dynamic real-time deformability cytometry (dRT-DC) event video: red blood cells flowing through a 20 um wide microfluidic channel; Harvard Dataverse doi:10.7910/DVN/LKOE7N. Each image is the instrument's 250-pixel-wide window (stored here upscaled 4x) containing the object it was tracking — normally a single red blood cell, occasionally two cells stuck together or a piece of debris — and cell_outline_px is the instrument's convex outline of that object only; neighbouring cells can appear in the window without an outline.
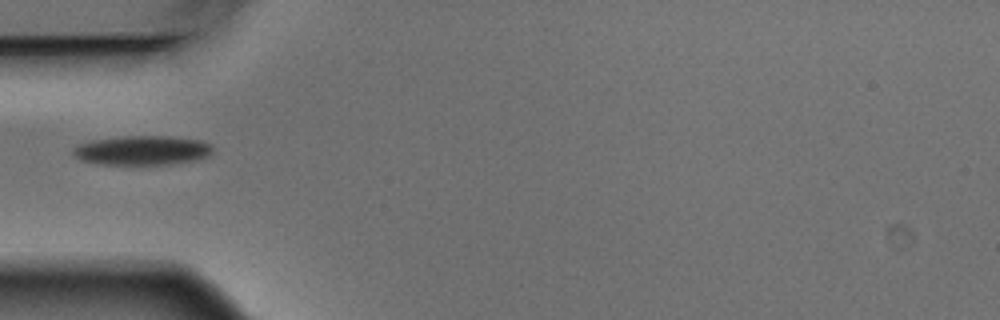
{"species": "Egyptian fruit bat (a non-hibernating species)", "species_latin": "Rousettus aegyptiacus", "temperature_condition": "warm", "stored_images_in_passage": 8, "camera_frame_rate_fps": 3000, "um_per_image_px": 0.085, "animal": {"sex": "male"}, "frame": {"image": 1, "passage_image": 5, "time_ms": 1.333, "image_size_px": [1000, 320], "cell_outline_px": [[212, 152], [208, 156], [196, 160], [168, 164], [100, 164], [80, 160], [72, 152], [72, 148], [80, 144], [92, 140], [124, 136], [168, 136], [200, 140], [212, 144]], "centroid_in_image_um": [12.1, 12.77], "position_along_channel_um": 72.9, "area_um2": 23.81}}
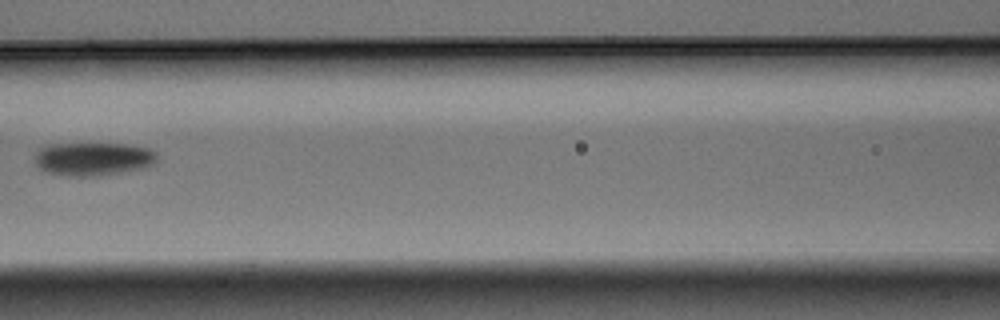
{"frame": {"image": 2, "passage_image": 7, "time_ms": 2.0, "image_size_px": [1000, 320], "cell_outline_px": [[156, 160], [152, 164], [144, 168], [100, 176], [68, 176], [48, 172], [40, 168], [36, 164], [36, 152], [40, 148], [48, 144], [124, 144], [148, 148], [156, 152]], "centroid_in_image_um": [7.92, 13.51], "position_along_channel_um": 158.7, "area_um2": 23.58}}
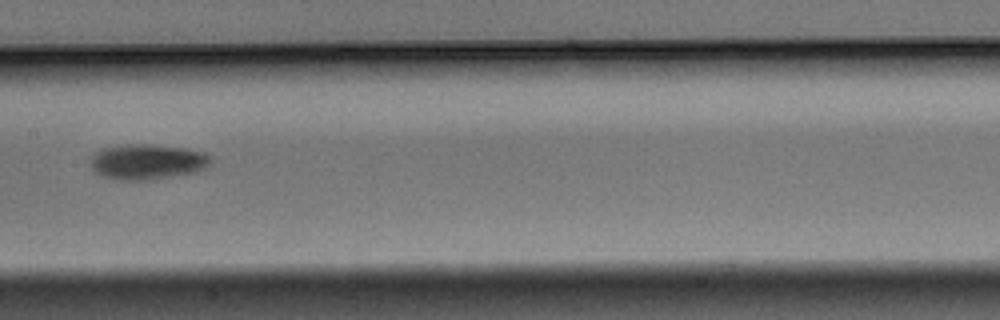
{"frame": {"image": 3, "passage_image": 8, "time_ms": 2.333, "image_size_px": [1000, 320], "cell_outline_px": [[208, 164], [204, 168], [192, 172], [172, 176], [144, 180], [120, 180], [104, 176], [96, 172], [92, 168], [92, 156], [96, 152], [104, 148], [128, 144], [148, 144], [184, 148], [204, 152], [208, 156]], "centroid_in_image_um": [12.48, 13.74], "position_along_channel_um": 194.9, "area_um2": 24.1}}